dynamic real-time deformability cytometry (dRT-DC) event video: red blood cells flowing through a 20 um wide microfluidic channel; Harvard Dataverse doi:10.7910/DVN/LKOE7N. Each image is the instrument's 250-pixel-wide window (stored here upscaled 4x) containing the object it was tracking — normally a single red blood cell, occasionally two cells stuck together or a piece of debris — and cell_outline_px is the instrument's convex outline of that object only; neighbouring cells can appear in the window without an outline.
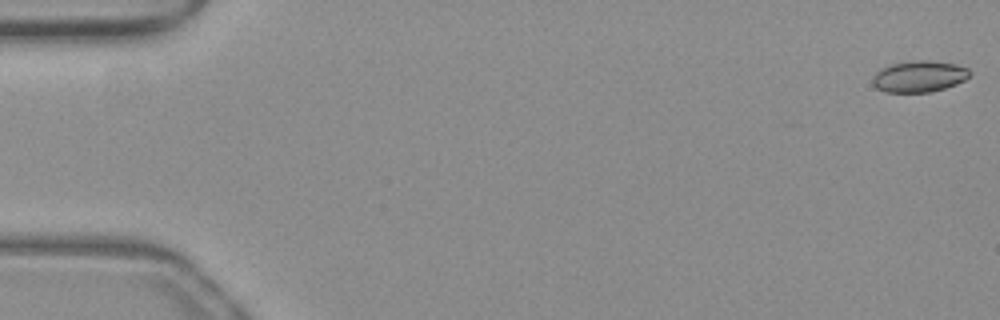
{"species": "common noctule bat (a hibernating species)", "species_latin": "Nyctalus noctula", "temperature_condition": "warm", "stored_images_in_passage": 50, "camera_frame_rate_fps": 3000, "um_per_image_px": 0.085, "animal": {"sex": "female", "body_mass_g": 19.3, "forearm_length_mm": 54.1}, "frame": {"image": 1, "passage_image": 1, "time_ms": 0.0, "image_size_px": [1000, 320], "cell_outline_px": [[972, 72], [964, 80], [956, 84], [944, 88], [928, 92], [888, 92], [876, 88], [872, 84], [872, 76], [876, 72], [892, 64], [920, 60], [928, 60], [956, 64], [968, 68]], "centroid_in_image_um": [78.13, 6.5], "position_along_channel_um": 6.9, "area_um2": 17.57}}